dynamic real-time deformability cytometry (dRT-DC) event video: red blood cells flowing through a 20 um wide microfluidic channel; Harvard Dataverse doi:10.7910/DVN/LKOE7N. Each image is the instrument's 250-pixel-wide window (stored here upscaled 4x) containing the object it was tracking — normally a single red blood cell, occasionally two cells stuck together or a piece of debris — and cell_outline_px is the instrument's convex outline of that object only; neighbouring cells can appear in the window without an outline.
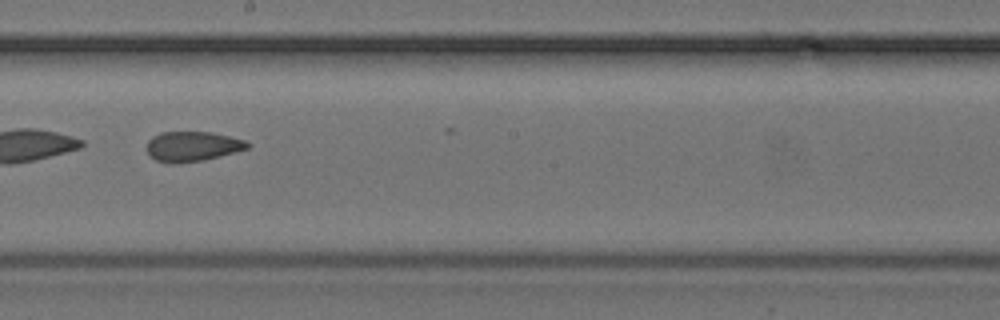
{"species": "common noctule bat (a hibernating species)", "species_latin": "Nyctalus noctula", "temperature_condition": "cold", "stored_images_in_passage": 36, "camera_frame_rate_fps": 3000, "um_per_image_px": 0.085, "animal": {"sex": "female", "body_mass_g": 24.6, "forearm_length_mm": 56.2}, "frame": {"image": 1, "passage_image": 16, "time_ms": 5.0, "image_size_px": [1000, 320], "cell_outline_px": [[252, 144], [248, 148], [236, 152], [220, 156], [200, 160], [176, 164], [172, 164], [156, 160], [148, 152], [148, 140], [152, 136], [160, 132], [212, 132], [244, 140]], "centroid_in_image_um": [16.36, 12.44], "position_along_channel_um": 231.8, "area_um2": 17.46}}